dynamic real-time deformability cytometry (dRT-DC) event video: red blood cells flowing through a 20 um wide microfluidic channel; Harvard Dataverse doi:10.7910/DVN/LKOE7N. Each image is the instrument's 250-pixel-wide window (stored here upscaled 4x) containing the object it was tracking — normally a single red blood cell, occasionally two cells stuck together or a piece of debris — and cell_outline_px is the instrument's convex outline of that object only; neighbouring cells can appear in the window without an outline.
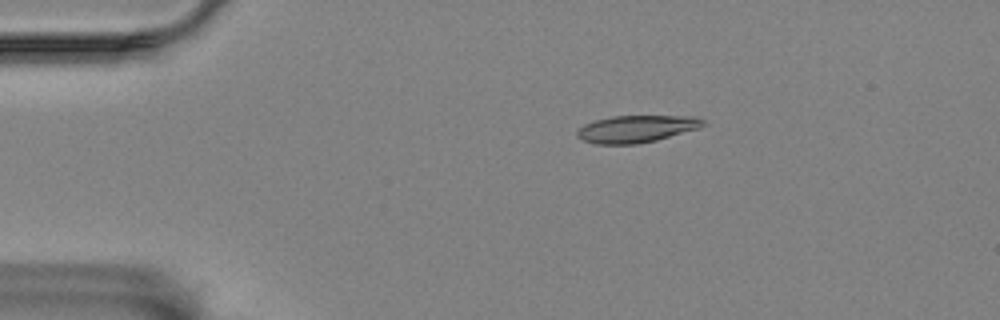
{"species": "Egyptian fruit bat (a non-hibernating species)", "species_latin": "Rousettus aegyptiacus", "temperature_condition": "room temperature", "stored_images_in_passage": 32, "camera_frame_rate_fps": 3000, "um_per_image_px": 0.085, "animal": {"sex": "female"}, "frame": {"image": 1, "passage_image": 1, "time_ms": 0.0, "image_size_px": [1000, 320], "cell_outline_px": [[704, 124], [700, 128], [656, 140], [636, 144], [596, 144], [584, 140], [576, 136], [576, 132], [584, 124], [596, 120], [612, 116], [696, 116], [704, 120]], "centroid_in_image_um": [54.1, 10.95], "position_along_channel_um": 30.9, "area_um2": 19.83}}
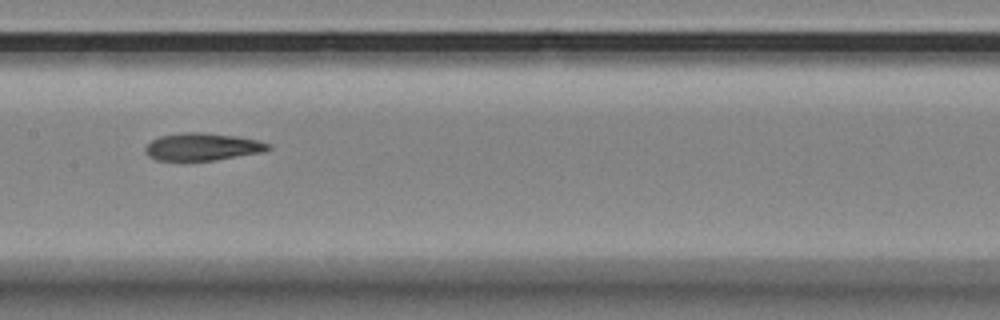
{"frame": {"image": 2, "passage_image": 19, "time_ms": 6.0, "image_size_px": [1000, 320], "cell_outline_px": [[272, 148], [260, 152], [212, 160], [156, 160], [148, 156], [144, 152], [144, 148], [152, 140], [160, 136], [180, 132], [204, 132], [236, 136], [256, 140], [272, 144]], "centroid_in_image_um": [17.16, 12.46], "position_along_channel_um": 190.2, "area_um2": 19.54}}
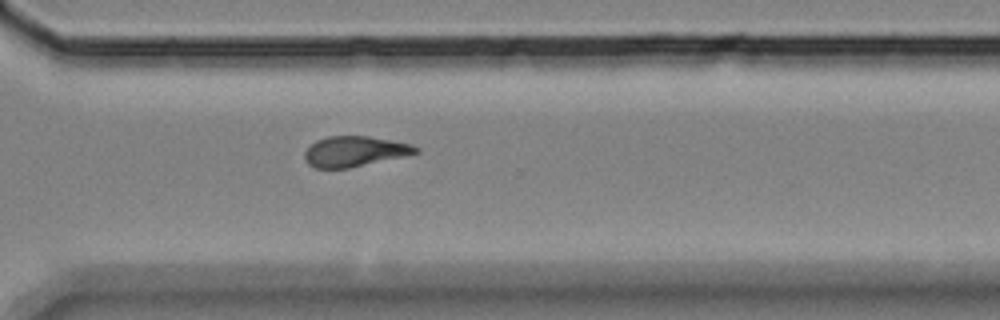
{"frame": {"image": 3, "passage_image": 32, "time_ms": 10.333, "image_size_px": [1000, 320], "cell_outline_px": [[420, 152], [348, 168], [316, 168], [308, 164], [304, 160], [304, 152], [316, 140], [328, 136], [368, 136], [412, 144], [420, 148]], "centroid_in_image_um": [30.12, 12.86], "position_along_channel_um": 340.5, "area_um2": 19.48}}